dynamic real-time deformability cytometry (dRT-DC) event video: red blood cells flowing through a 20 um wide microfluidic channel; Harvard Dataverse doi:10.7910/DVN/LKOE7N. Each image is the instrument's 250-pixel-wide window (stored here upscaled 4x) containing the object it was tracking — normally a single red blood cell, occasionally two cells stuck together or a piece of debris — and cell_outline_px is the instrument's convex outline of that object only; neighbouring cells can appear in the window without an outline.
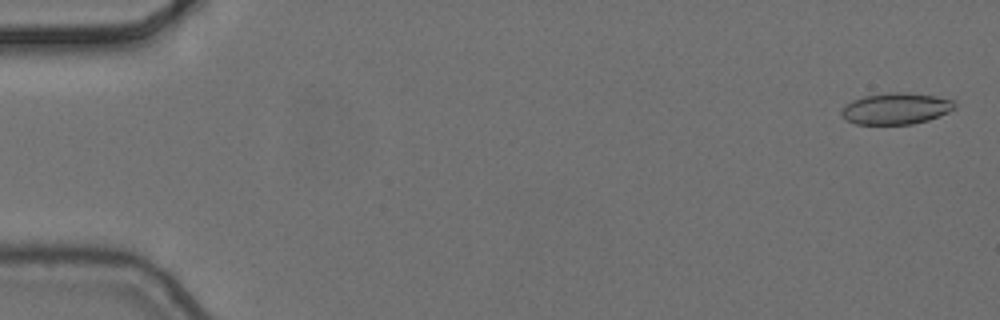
{"species": "common noctule bat (a hibernating species)", "species_latin": "Nyctalus noctula", "temperature_condition": "cold", "stored_images_in_passage": 10, "camera_frame_rate_fps": 3000, "um_per_image_px": 0.085, "animal": {"sex": "female", "body_mass_g": 24.6, "forearm_length_mm": 56.2}, "frame": {"image": 1, "passage_image": 1, "time_ms": 0.0, "image_size_px": [1000, 320], "cell_outline_px": [[956, 108], [948, 112], [928, 120], [912, 124], [856, 124], [848, 120], [840, 112], [852, 100], [864, 96], [892, 92], [900, 92], [936, 96], [952, 100], [956, 104]], "centroid_in_image_um": [76.19, 9.23], "position_along_channel_um": 8.8, "area_um2": 20.4}}
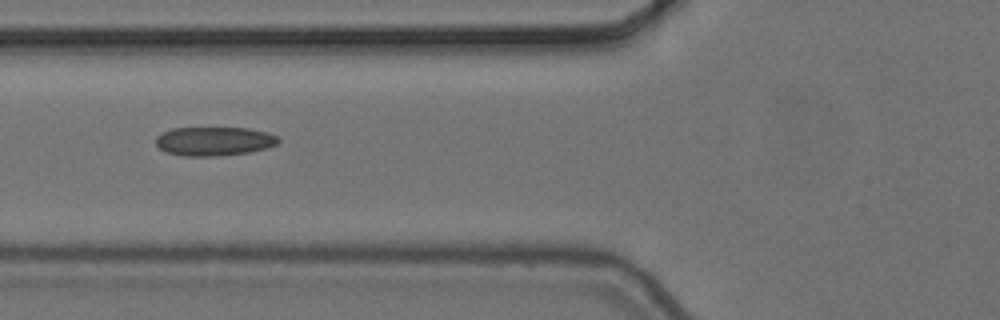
{"frame": {"image": 2, "passage_image": 6, "time_ms": 1.667, "image_size_px": [1000, 320], "cell_outline_px": [[280, 140], [276, 144], [268, 148], [248, 152], [216, 156], [184, 156], [168, 152], [160, 148], [156, 144], [156, 136], [160, 132], [172, 128], [248, 128], [268, 132], [276, 136]], "centroid_in_image_um": [18.19, 11.99], "position_along_channel_um": 107.6, "area_um2": 20.63}}
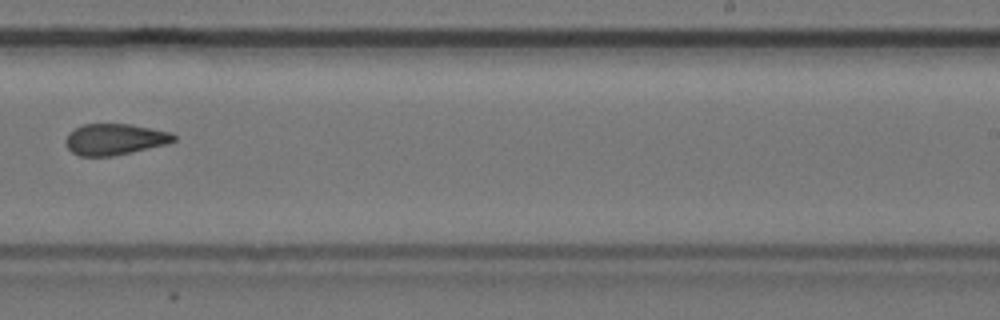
{"frame": {"image": 3, "passage_image": 10, "time_ms": 3.0, "image_size_px": [1000, 320], "cell_outline_px": [[176, 140], [168, 144], [132, 152], [112, 156], [80, 156], [72, 152], [64, 144], [64, 140], [68, 132], [84, 124], [128, 124], [172, 132], [176, 136]], "centroid_in_image_um": [9.75, 11.84], "position_along_channel_um": 279.3, "area_um2": 19.77}}